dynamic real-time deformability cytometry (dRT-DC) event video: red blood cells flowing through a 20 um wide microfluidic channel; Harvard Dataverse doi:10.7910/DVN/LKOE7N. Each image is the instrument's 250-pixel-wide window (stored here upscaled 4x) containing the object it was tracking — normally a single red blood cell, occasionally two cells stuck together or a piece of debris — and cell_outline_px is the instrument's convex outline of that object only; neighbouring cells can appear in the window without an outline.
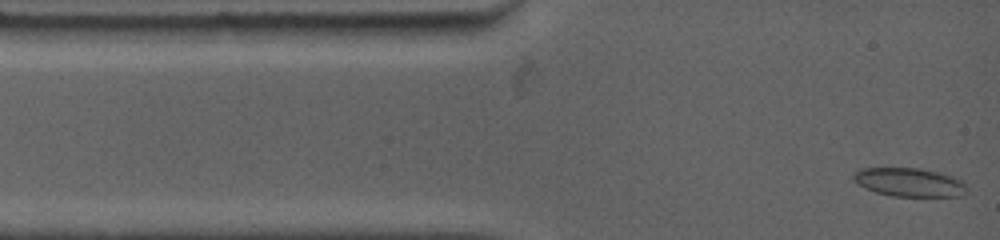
{"species": "common noctule bat (a hibernating species)", "species_latin": "Nyctalus noctula", "temperature_condition": "warm", "stored_images_in_passage": 47, "camera_frame_rate_fps": 4500, "um_per_image_px": 0.085, "animal": {"sex": "female", "body_mass_g": 19.0, "forearm_length_mm": 53.3}, "frame": {"image": 1, "passage_image": 1, "time_ms": 0.0, "image_size_px": [1000, 240], "cell_outline_px": [[968, 192], [964, 196], [892, 196], [876, 192], [864, 188], [852, 180], [852, 172], [860, 168], [920, 168], [940, 172], [952, 176], [960, 180], [964, 184]], "centroid_in_image_um": [77.26, 15.49], "position_along_channel_um": 7.7, "area_um2": 19.13}}
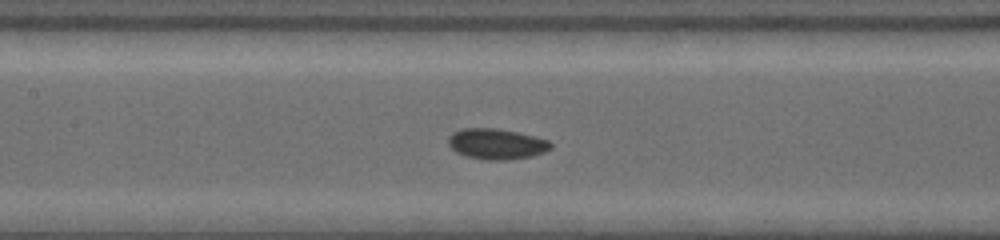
{"frame": {"image": 2, "passage_image": 22, "time_ms": 5.333, "image_size_px": [1000, 240], "cell_outline_px": [[552, 148], [544, 152], [532, 156], [508, 160], [484, 160], [468, 156], [456, 152], [448, 144], [448, 136], [452, 132], [464, 128], [496, 128], [516, 132], [548, 140], [552, 144]], "centroid_in_image_um": [42.19, 12.24], "position_along_channel_um": 165.2, "area_um2": 18.26}}
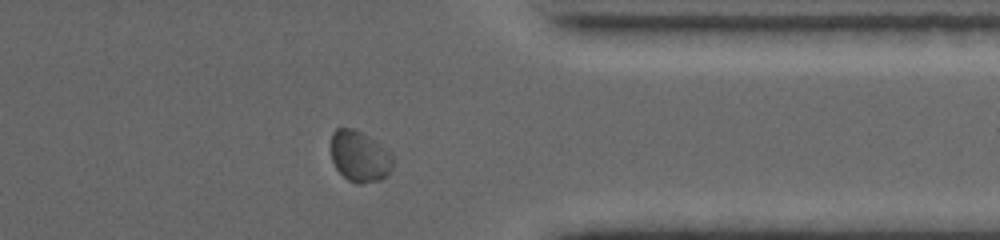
{"frame": {"image": 3, "passage_image": 40, "time_ms": 11.333, "image_size_px": [1000, 240], "cell_outline_px": [[392, 168], [388, 176], [380, 180], [360, 184], [356, 184], [348, 180], [336, 168], [332, 160], [332, 132], [336, 128], [356, 128], [376, 140], [388, 148], [392, 152]], "centroid_in_image_um": [30.61, 13.28], "position_along_channel_um": 380.8, "area_um2": 18.79}, "authors_computed_cell_mechanics": {"area_um2": 18.2648, "velocity_mm_per_s": 3.7238, "shape_relaxation_time_tau1_ms": 2.0444, "shape_relaxation_time_tau2_ms": 2.2553, "deformation_change_tau1": 0.0829, "deformation_change_tau2": 0.0449}}